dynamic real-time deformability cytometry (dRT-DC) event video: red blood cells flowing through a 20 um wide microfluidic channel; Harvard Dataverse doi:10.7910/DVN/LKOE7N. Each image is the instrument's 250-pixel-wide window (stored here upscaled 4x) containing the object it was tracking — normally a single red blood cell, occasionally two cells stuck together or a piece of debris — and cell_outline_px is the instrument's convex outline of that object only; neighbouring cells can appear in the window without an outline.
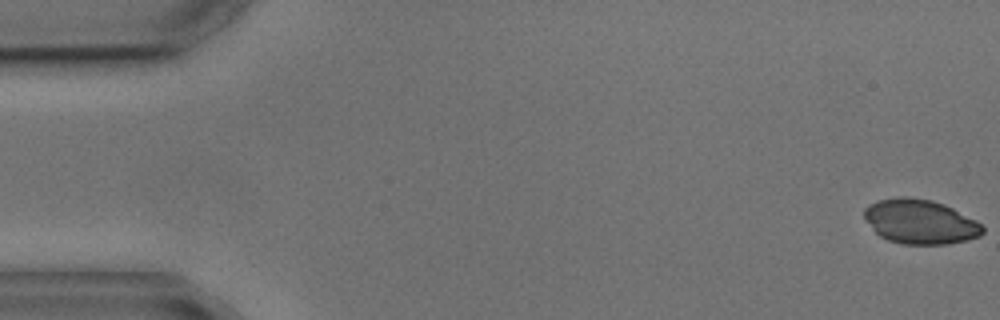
{"species": "common noctule bat (a hibernating species)", "species_latin": "Nyctalus noctula", "temperature_condition": "cold", "stored_images_in_passage": 5, "camera_frame_rate_fps": 3000, "um_per_image_px": 0.085, "animal": {"sex": "male", "body_mass_g": 17.9, "forearm_length_mm": 54.2}, "frame": {"image": 1, "passage_image": 1, "time_ms": 0.0, "image_size_px": [1000, 320], "cell_outline_px": [[984, 232], [980, 236], [968, 240], [948, 244], [900, 244], [888, 240], [880, 236], [872, 228], [864, 216], [864, 208], [868, 204], [876, 200], [904, 196], [932, 200], [944, 204], [976, 220], [984, 228]], "centroid_in_image_um": [78.21, 18.84], "position_along_channel_um": 6.8, "area_um2": 30.75}}
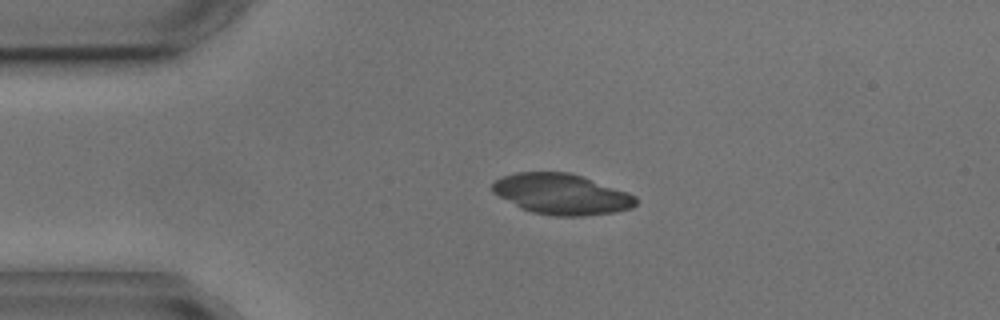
{"frame": {"image": 2, "passage_image": 4, "time_ms": 3.667, "image_size_px": [1000, 320], "cell_outline_px": [[636, 204], [632, 208], [616, 212], [580, 216], [552, 216], [532, 212], [520, 208], [492, 192], [492, 184], [496, 180], [504, 176], [516, 172], [568, 172], [628, 192], [636, 196]], "centroid_in_image_um": [47.72, 16.51], "position_along_channel_um": 37.3, "area_um2": 33.81}}